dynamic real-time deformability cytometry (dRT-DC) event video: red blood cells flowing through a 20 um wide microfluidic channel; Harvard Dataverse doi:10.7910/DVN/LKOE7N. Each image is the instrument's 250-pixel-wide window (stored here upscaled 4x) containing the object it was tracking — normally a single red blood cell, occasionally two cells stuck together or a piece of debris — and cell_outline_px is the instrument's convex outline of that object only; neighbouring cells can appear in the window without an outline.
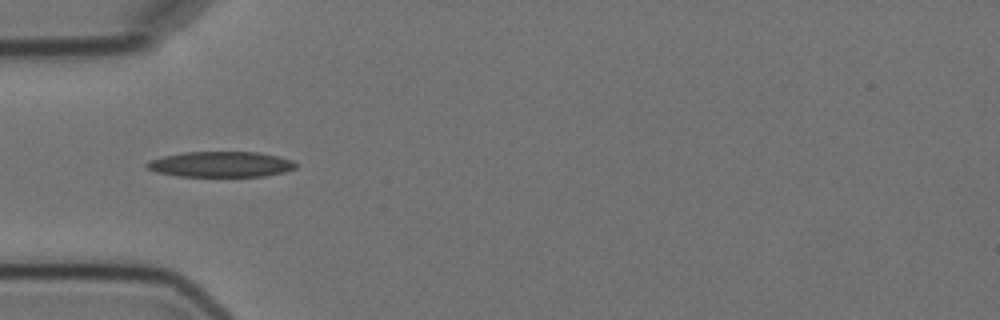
{"species": "Egyptian fruit bat (a non-hibernating species)", "species_latin": "Rousettus aegyptiacus", "temperature_condition": "cold", "stored_images_in_passage": 6, "camera_frame_rate_fps": 3000, "um_per_image_px": 0.085, "animal": {"sex": "female"}, "frame": {"image": 1, "passage_image": 4, "time_ms": 3.667, "image_size_px": [1000, 320], "cell_outline_px": [[296, 168], [284, 172], [264, 176], [176, 176], [156, 172], [148, 168], [144, 164], [148, 160], [164, 156], [184, 152], [260, 152], [292, 160], [296, 164]], "centroid_in_image_um": [18.74, 13.96], "position_along_channel_um": 66.3, "area_um2": 22.14}}
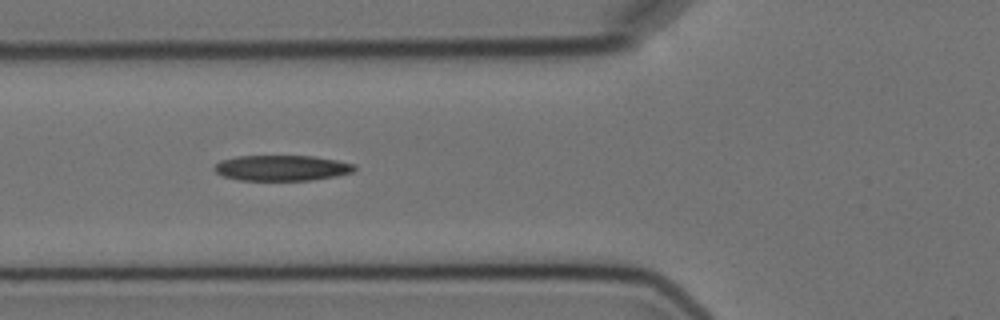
{"frame": {"image": 2, "passage_image": 5, "time_ms": 4.667, "image_size_px": [1000, 320], "cell_outline_px": [[356, 168], [352, 172], [336, 176], [308, 180], [240, 180], [224, 176], [216, 172], [212, 168], [220, 160], [236, 156], [312, 156], [336, 160], [356, 164]], "centroid_in_image_um": [23.94, 14.27], "position_along_channel_um": 101.9, "area_um2": 20.81}}
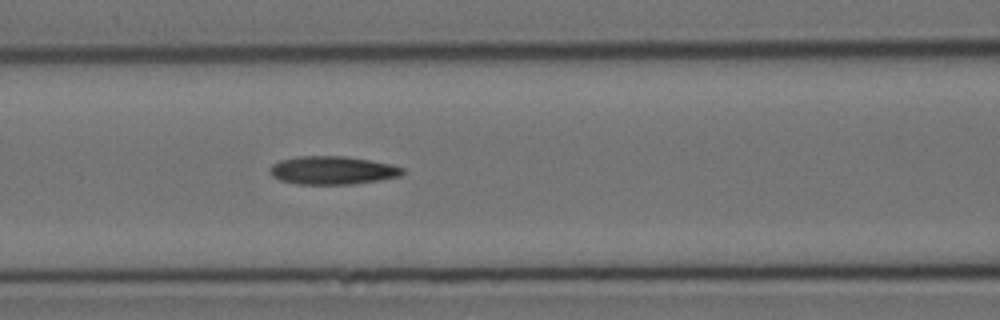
{"frame": {"image": 3, "passage_image": 6, "time_ms": 5.667, "image_size_px": [1000, 320], "cell_outline_px": [[404, 172], [400, 176], [380, 180], [352, 184], [296, 184], [280, 180], [272, 176], [268, 172], [268, 168], [272, 164], [280, 160], [296, 156], [344, 156], [392, 164], [404, 168]], "centroid_in_image_um": [28.22, 14.47], "position_along_channel_um": 138.4, "area_um2": 21.96}}